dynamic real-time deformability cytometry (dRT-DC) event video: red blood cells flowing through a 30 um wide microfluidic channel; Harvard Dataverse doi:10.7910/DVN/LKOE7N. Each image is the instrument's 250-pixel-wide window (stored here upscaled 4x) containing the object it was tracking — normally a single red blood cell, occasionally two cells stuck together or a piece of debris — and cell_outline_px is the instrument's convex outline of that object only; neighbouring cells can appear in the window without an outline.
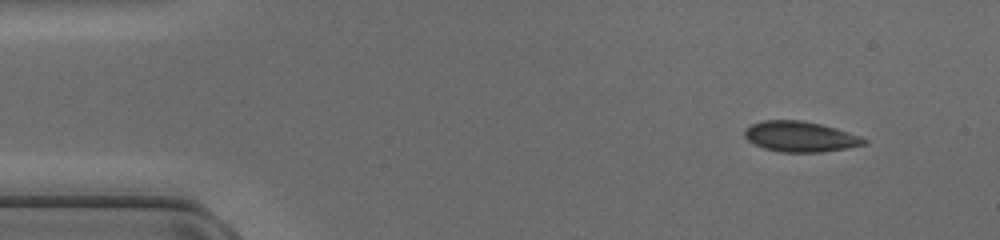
{"species": "common noctule bat (a hibernating species)", "species_latin": "Nyctalus noctula", "temperature_condition": "cold", "stored_images_in_passage": 43, "camera_frame_rate_fps": 3000, "um_per_image_px": 0.085, "animal": {"sex": "female", "body_mass_g": 17.0, "forearm_length_mm": 48.0}, "frame": {"image": 1, "passage_image": 1, "time_ms": 0.0, "image_size_px": [1000, 240], "cell_outline_px": [[868, 144], [848, 148], [820, 152], [780, 152], [764, 148], [748, 140], [744, 136], [744, 128], [752, 124], [764, 120], [800, 120], [820, 124], [836, 128], [860, 136], [868, 140]], "centroid_in_image_um": [68.03, 11.61], "position_along_channel_um": 17.0, "area_um2": 21.21}}
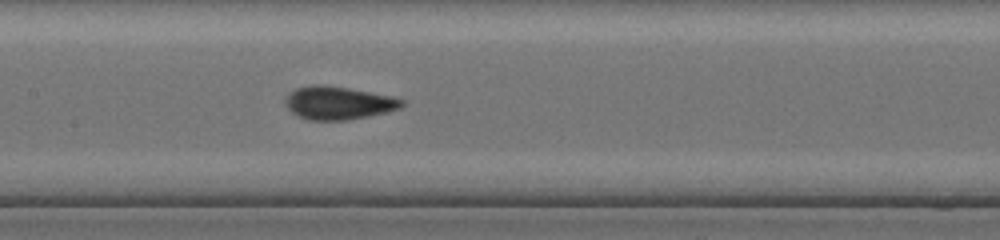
{"frame": {"image": 2, "passage_image": 19, "time_ms": 6.0, "image_size_px": [1000, 240], "cell_outline_px": [[404, 104], [400, 108], [388, 112], [368, 116], [344, 120], [308, 120], [292, 112], [284, 104], [284, 100], [288, 92], [296, 88], [312, 84], [324, 84], [348, 88], [392, 96], [404, 100]], "centroid_in_image_um": [28.73, 8.74], "position_along_channel_um": 178.7, "area_um2": 22.54}}
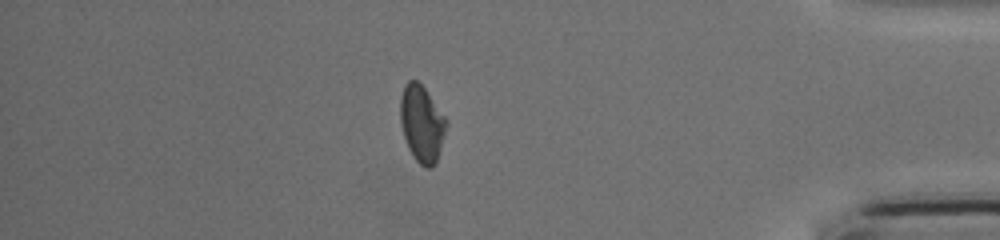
{"frame": {"image": 3, "passage_image": 37, "time_ms": 12.0, "image_size_px": [1000, 240], "cell_outline_px": [[448, 124], [436, 164], [432, 168], [424, 168], [412, 156], [408, 148], [404, 136], [400, 120], [400, 96], [404, 84], [408, 80], [416, 80], [424, 88], [448, 120]], "centroid_in_image_um": [35.86, 10.53], "position_along_channel_um": 399.3, "area_um2": 20.75}}